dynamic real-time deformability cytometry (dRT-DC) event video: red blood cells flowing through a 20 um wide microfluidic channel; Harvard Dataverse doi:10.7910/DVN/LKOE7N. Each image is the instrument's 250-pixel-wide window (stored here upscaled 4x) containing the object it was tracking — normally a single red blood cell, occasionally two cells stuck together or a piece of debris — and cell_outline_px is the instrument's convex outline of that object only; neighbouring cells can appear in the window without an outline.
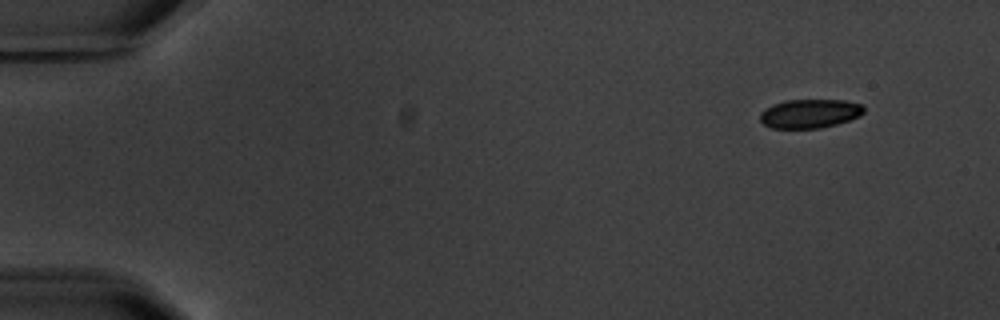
{"species": "common noctule bat (a hibernating species)", "species_latin": "Nyctalus noctula", "temperature_condition": "warm", "stored_images_in_passage": 10, "camera_frame_rate_fps": 3000, "um_per_image_px": 0.085, "animal": {"sex": "male", "body_mass_g": 20.1, "forearm_length_mm": 53.5}, "frame": {"image": 1, "passage_image": 1, "time_ms": 0.0, "image_size_px": [1000, 320], "cell_outline_px": [[864, 112], [860, 116], [836, 124], [820, 128], [772, 128], [764, 124], [760, 120], [760, 112], [764, 108], [772, 104], [784, 100], [844, 100], [860, 104], [864, 108]], "centroid_in_image_um": [68.8, 9.65], "position_along_channel_um": 16.2, "area_um2": 17.51}}
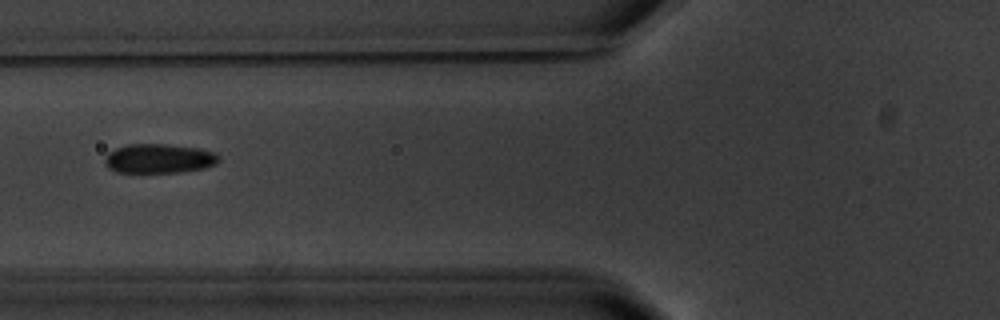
{"frame": {"image": 2, "passage_image": 6, "time_ms": 6.0, "image_size_px": [1000, 320], "cell_outline_px": [[216, 164], [204, 168], [176, 172], [116, 172], [108, 168], [104, 164], [104, 160], [108, 152], [116, 148], [128, 144], [164, 144], [200, 148], [212, 152], [216, 156]], "centroid_in_image_um": [13.44, 13.47], "position_along_channel_um": 112.4, "area_um2": 19.25}}
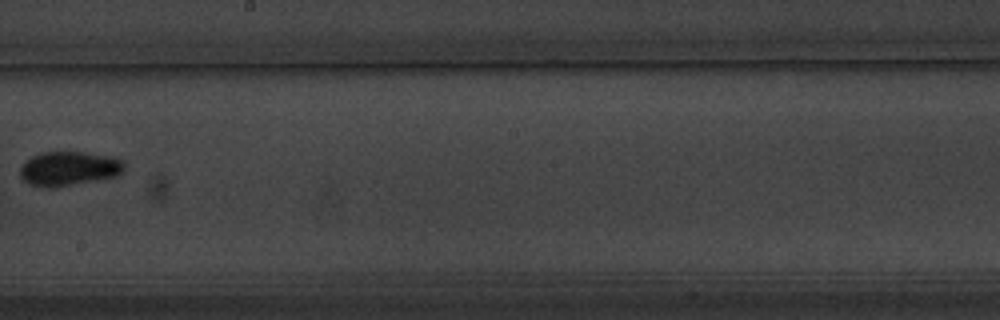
{"frame": {"image": 3, "passage_image": 9, "time_ms": 9.667, "image_size_px": [1000, 320], "cell_outline_px": [[124, 172], [120, 176], [56, 188], [48, 188], [32, 184], [24, 180], [20, 176], [20, 168], [32, 156], [40, 152], [80, 152], [116, 156], [124, 160]], "centroid_in_image_um": [5.94, 14.33], "position_along_channel_um": 242.3, "area_um2": 21.15}}